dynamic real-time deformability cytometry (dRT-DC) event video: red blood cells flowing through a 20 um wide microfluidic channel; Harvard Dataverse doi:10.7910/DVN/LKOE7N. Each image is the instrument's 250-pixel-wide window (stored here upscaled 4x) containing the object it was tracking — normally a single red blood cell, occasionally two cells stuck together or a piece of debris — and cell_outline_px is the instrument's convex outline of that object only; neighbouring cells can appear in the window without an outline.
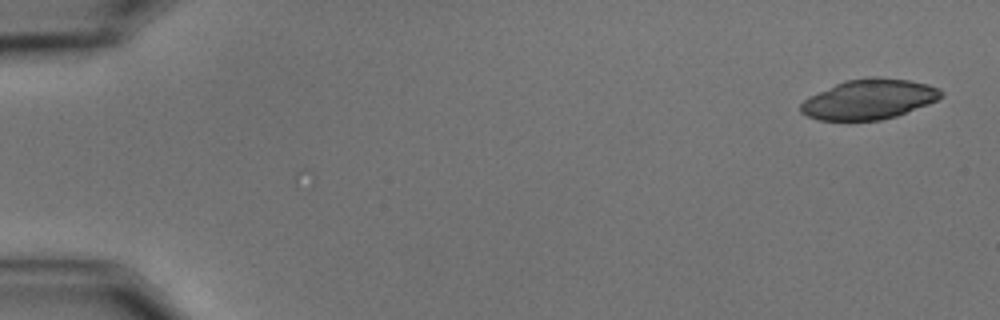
{"species": "common noctule bat (a hibernating species)", "species_latin": "Nyctalus noctula", "temperature_condition": "cold", "stored_images_in_passage": 2, "camera_frame_rate_fps": 3000, "um_per_image_px": 0.085, "animal": {"sex": "male", "body_mass_g": 15.6}, "frame": {"image": 1, "passage_image": 2, "time_ms": 0.333, "image_size_px": [1000, 320], "cell_outline_px": [[944, 96], [928, 104], [896, 116], [880, 120], [820, 120], [808, 116], [800, 112], [800, 104], [804, 100], [844, 80], [876, 76], [908, 80], [928, 84], [940, 88], [944, 92]], "centroid_in_image_um": [73.91, 8.43], "position_along_channel_um": 11.1, "area_um2": 32.54}}